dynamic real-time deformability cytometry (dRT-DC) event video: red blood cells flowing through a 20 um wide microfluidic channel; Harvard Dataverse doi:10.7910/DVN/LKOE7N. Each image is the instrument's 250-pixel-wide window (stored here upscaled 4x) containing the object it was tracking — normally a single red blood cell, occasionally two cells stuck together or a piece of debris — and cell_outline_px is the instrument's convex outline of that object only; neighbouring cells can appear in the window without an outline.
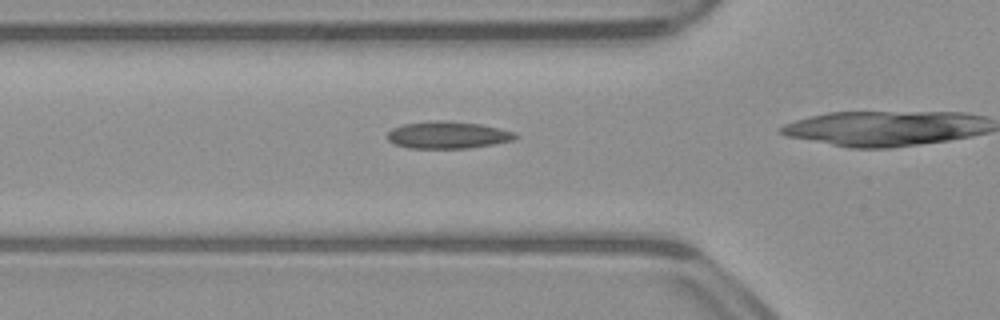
{"species": "common noctule bat (a hibernating species)", "species_latin": "Nyctalus noctula", "temperature_condition": "warm", "stored_images_in_passage": 21, "camera_frame_rate_fps": 3000, "um_per_image_px": 0.085, "animal": {"sex": "male", "body_mass_g": 23.1, "forearm_length_mm": 52.7}, "frame": {"image": 1, "passage_image": 13, "time_ms": 4.0, "image_size_px": [1000, 320], "cell_outline_px": [[520, 136], [512, 140], [492, 144], [468, 148], [408, 148], [396, 144], [388, 140], [388, 132], [392, 128], [404, 124], [436, 120], [440, 120], [480, 124], [500, 128], [516, 132]], "centroid_in_image_um": [38.08, 11.47], "position_along_channel_um": 87.7, "area_um2": 20.11}}
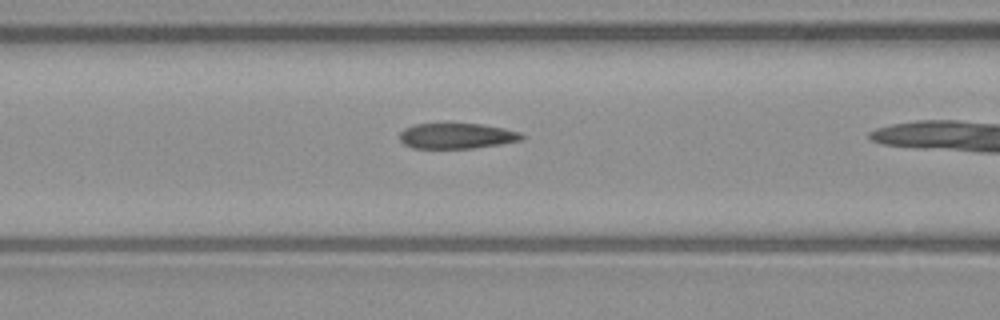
{"frame": {"image": 2, "passage_image": 16, "time_ms": 5.0, "image_size_px": [1000, 320], "cell_outline_px": [[524, 140], [476, 148], [412, 148], [404, 144], [400, 140], [400, 132], [404, 128], [416, 124], [480, 124], [504, 128], [520, 132], [524, 136]], "centroid_in_image_um": [38.84, 11.56], "position_along_channel_um": 127.8, "area_um2": 18.15}}
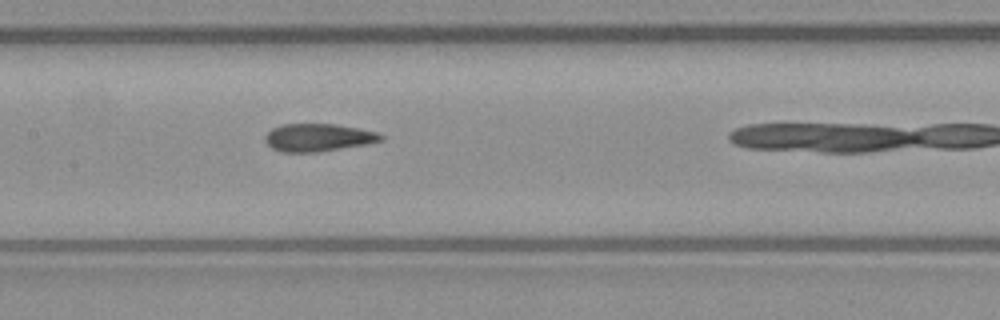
{"frame": {"image": 3, "passage_image": 20, "time_ms": 6.333, "image_size_px": [1000, 320], "cell_outline_px": [[384, 140], [368, 144], [316, 152], [284, 152], [272, 148], [264, 140], [264, 136], [272, 128], [284, 124], [332, 124], [360, 128], [376, 132], [384, 136]], "centroid_in_image_um": [27.06, 11.69], "position_along_channel_um": 180.3, "area_um2": 18.67}}